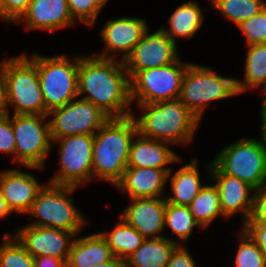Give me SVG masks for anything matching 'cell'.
<instances>
[{"label":"cell","mask_w":266,"mask_h":267,"mask_svg":"<svg viewBox=\"0 0 266 267\" xmlns=\"http://www.w3.org/2000/svg\"><path fill=\"white\" fill-rule=\"evenodd\" d=\"M114 54H99L94 57H80L78 69V95L88 93V100L109 118L130 116L126 108L131 103L130 80L124 75L123 61L117 63Z\"/></svg>","instance_id":"cell-1"},{"label":"cell","mask_w":266,"mask_h":267,"mask_svg":"<svg viewBox=\"0 0 266 267\" xmlns=\"http://www.w3.org/2000/svg\"><path fill=\"white\" fill-rule=\"evenodd\" d=\"M94 134L93 175L117 184L128 167L130 145L138 133L133 115L109 118Z\"/></svg>","instance_id":"cell-2"},{"label":"cell","mask_w":266,"mask_h":267,"mask_svg":"<svg viewBox=\"0 0 266 267\" xmlns=\"http://www.w3.org/2000/svg\"><path fill=\"white\" fill-rule=\"evenodd\" d=\"M145 111L135 120L138 133L144 137L170 143H188L199 119L179 100L138 104Z\"/></svg>","instance_id":"cell-3"},{"label":"cell","mask_w":266,"mask_h":267,"mask_svg":"<svg viewBox=\"0 0 266 267\" xmlns=\"http://www.w3.org/2000/svg\"><path fill=\"white\" fill-rule=\"evenodd\" d=\"M30 60L37 66L46 115L78 96L79 57L75 58L74 64L66 56L34 55Z\"/></svg>","instance_id":"cell-4"},{"label":"cell","mask_w":266,"mask_h":267,"mask_svg":"<svg viewBox=\"0 0 266 267\" xmlns=\"http://www.w3.org/2000/svg\"><path fill=\"white\" fill-rule=\"evenodd\" d=\"M7 107L14 114L46 115L37 66L25 55L6 61Z\"/></svg>","instance_id":"cell-5"},{"label":"cell","mask_w":266,"mask_h":267,"mask_svg":"<svg viewBox=\"0 0 266 267\" xmlns=\"http://www.w3.org/2000/svg\"><path fill=\"white\" fill-rule=\"evenodd\" d=\"M236 142L223 149L213 163L224 173L249 184L255 190L266 184V141Z\"/></svg>","instance_id":"cell-6"},{"label":"cell","mask_w":266,"mask_h":267,"mask_svg":"<svg viewBox=\"0 0 266 267\" xmlns=\"http://www.w3.org/2000/svg\"><path fill=\"white\" fill-rule=\"evenodd\" d=\"M236 94L235 79L218 76L210 68L189 64L182 80L179 100L200 120L209 101Z\"/></svg>","instance_id":"cell-7"},{"label":"cell","mask_w":266,"mask_h":267,"mask_svg":"<svg viewBox=\"0 0 266 267\" xmlns=\"http://www.w3.org/2000/svg\"><path fill=\"white\" fill-rule=\"evenodd\" d=\"M43 187L37 194L35 201L32 203L30 213L40 216L42 220H36L32 226H44L57 228L69 232H79L84 225L83 217L73 206L71 198H67L76 187L49 184Z\"/></svg>","instance_id":"cell-8"},{"label":"cell","mask_w":266,"mask_h":267,"mask_svg":"<svg viewBox=\"0 0 266 267\" xmlns=\"http://www.w3.org/2000/svg\"><path fill=\"white\" fill-rule=\"evenodd\" d=\"M189 64L182 65L179 59L171 64L139 71L130 81L131 102L138 104L179 99L181 84ZM184 68V69H183Z\"/></svg>","instance_id":"cell-9"},{"label":"cell","mask_w":266,"mask_h":267,"mask_svg":"<svg viewBox=\"0 0 266 267\" xmlns=\"http://www.w3.org/2000/svg\"><path fill=\"white\" fill-rule=\"evenodd\" d=\"M48 115L14 114L12 130L16 142L17 160L30 168L43 166L44 158L51 148L49 123L40 121Z\"/></svg>","instance_id":"cell-10"},{"label":"cell","mask_w":266,"mask_h":267,"mask_svg":"<svg viewBox=\"0 0 266 267\" xmlns=\"http://www.w3.org/2000/svg\"><path fill=\"white\" fill-rule=\"evenodd\" d=\"M55 118L49 122L51 140L74 135H94L109 117L85 99L72 100L48 113Z\"/></svg>","instance_id":"cell-11"},{"label":"cell","mask_w":266,"mask_h":267,"mask_svg":"<svg viewBox=\"0 0 266 267\" xmlns=\"http://www.w3.org/2000/svg\"><path fill=\"white\" fill-rule=\"evenodd\" d=\"M60 140L59 175L52 178V184L77 187L91 179L93 174L94 135H74Z\"/></svg>","instance_id":"cell-12"},{"label":"cell","mask_w":266,"mask_h":267,"mask_svg":"<svg viewBox=\"0 0 266 267\" xmlns=\"http://www.w3.org/2000/svg\"><path fill=\"white\" fill-rule=\"evenodd\" d=\"M178 60L176 43L161 29L144 33L129 56L123 61L129 79L139 71L162 67Z\"/></svg>","instance_id":"cell-13"},{"label":"cell","mask_w":266,"mask_h":267,"mask_svg":"<svg viewBox=\"0 0 266 267\" xmlns=\"http://www.w3.org/2000/svg\"><path fill=\"white\" fill-rule=\"evenodd\" d=\"M76 233L57 228L29 225L17 232L16 239L32 257L52 256L67 263L73 244L70 238Z\"/></svg>","instance_id":"cell-14"},{"label":"cell","mask_w":266,"mask_h":267,"mask_svg":"<svg viewBox=\"0 0 266 267\" xmlns=\"http://www.w3.org/2000/svg\"><path fill=\"white\" fill-rule=\"evenodd\" d=\"M133 204L126 208L121 214L122 220L133 226L146 239L163 238V236L155 235L161 232L165 226V200L157 197L151 198H133Z\"/></svg>","instance_id":"cell-15"},{"label":"cell","mask_w":266,"mask_h":267,"mask_svg":"<svg viewBox=\"0 0 266 267\" xmlns=\"http://www.w3.org/2000/svg\"><path fill=\"white\" fill-rule=\"evenodd\" d=\"M210 169L217 180L215 185L220 194L222 215L229 217L241 209L244 211L246 223L252 211L254 198L249 197V192L255 189L236 177L224 174L214 163L210 165Z\"/></svg>","instance_id":"cell-16"},{"label":"cell","mask_w":266,"mask_h":267,"mask_svg":"<svg viewBox=\"0 0 266 267\" xmlns=\"http://www.w3.org/2000/svg\"><path fill=\"white\" fill-rule=\"evenodd\" d=\"M0 188L11 212L27 213L43 187L31 174L15 169L1 174Z\"/></svg>","instance_id":"cell-17"},{"label":"cell","mask_w":266,"mask_h":267,"mask_svg":"<svg viewBox=\"0 0 266 267\" xmlns=\"http://www.w3.org/2000/svg\"><path fill=\"white\" fill-rule=\"evenodd\" d=\"M27 27L34 29L64 28L73 24L68 0H32L22 15Z\"/></svg>","instance_id":"cell-18"},{"label":"cell","mask_w":266,"mask_h":267,"mask_svg":"<svg viewBox=\"0 0 266 267\" xmlns=\"http://www.w3.org/2000/svg\"><path fill=\"white\" fill-rule=\"evenodd\" d=\"M169 175L163 169L127 167L115 186L127 190L131 199L158 197Z\"/></svg>","instance_id":"cell-19"},{"label":"cell","mask_w":266,"mask_h":267,"mask_svg":"<svg viewBox=\"0 0 266 267\" xmlns=\"http://www.w3.org/2000/svg\"><path fill=\"white\" fill-rule=\"evenodd\" d=\"M148 31L146 23L139 18H120L109 21L102 30L106 50L124 51L123 61Z\"/></svg>","instance_id":"cell-20"},{"label":"cell","mask_w":266,"mask_h":267,"mask_svg":"<svg viewBox=\"0 0 266 267\" xmlns=\"http://www.w3.org/2000/svg\"><path fill=\"white\" fill-rule=\"evenodd\" d=\"M137 136H141L140 139L136 142L132 141L130 145L128 167L163 169L170 174V170L164 166L179 159L164 145L165 141L147 138L139 133Z\"/></svg>","instance_id":"cell-21"},{"label":"cell","mask_w":266,"mask_h":267,"mask_svg":"<svg viewBox=\"0 0 266 267\" xmlns=\"http://www.w3.org/2000/svg\"><path fill=\"white\" fill-rule=\"evenodd\" d=\"M114 258L111 248L100 233L73 241L67 267H93Z\"/></svg>","instance_id":"cell-22"},{"label":"cell","mask_w":266,"mask_h":267,"mask_svg":"<svg viewBox=\"0 0 266 267\" xmlns=\"http://www.w3.org/2000/svg\"><path fill=\"white\" fill-rule=\"evenodd\" d=\"M177 246V243L169 238L145 239L125 260V267H166Z\"/></svg>","instance_id":"cell-23"},{"label":"cell","mask_w":266,"mask_h":267,"mask_svg":"<svg viewBox=\"0 0 266 267\" xmlns=\"http://www.w3.org/2000/svg\"><path fill=\"white\" fill-rule=\"evenodd\" d=\"M170 179L174 195L166 201L178 206H189L204 187L200 184L196 160L180 168Z\"/></svg>","instance_id":"cell-24"},{"label":"cell","mask_w":266,"mask_h":267,"mask_svg":"<svg viewBox=\"0 0 266 267\" xmlns=\"http://www.w3.org/2000/svg\"><path fill=\"white\" fill-rule=\"evenodd\" d=\"M204 17L197 3L189 1L179 6L169 19L170 31L162 29L174 43L175 37H191L201 26Z\"/></svg>","instance_id":"cell-25"},{"label":"cell","mask_w":266,"mask_h":267,"mask_svg":"<svg viewBox=\"0 0 266 267\" xmlns=\"http://www.w3.org/2000/svg\"><path fill=\"white\" fill-rule=\"evenodd\" d=\"M111 248L114 257L126 260L145 241L133 226L125 220L118 223L111 233H100Z\"/></svg>","instance_id":"cell-26"},{"label":"cell","mask_w":266,"mask_h":267,"mask_svg":"<svg viewBox=\"0 0 266 267\" xmlns=\"http://www.w3.org/2000/svg\"><path fill=\"white\" fill-rule=\"evenodd\" d=\"M245 68V81L235 79L237 93L258 85H264L266 91V44L249 45Z\"/></svg>","instance_id":"cell-27"},{"label":"cell","mask_w":266,"mask_h":267,"mask_svg":"<svg viewBox=\"0 0 266 267\" xmlns=\"http://www.w3.org/2000/svg\"><path fill=\"white\" fill-rule=\"evenodd\" d=\"M189 208L195 221L200 226L206 227L215 217L222 214L217 186H204Z\"/></svg>","instance_id":"cell-28"},{"label":"cell","mask_w":266,"mask_h":267,"mask_svg":"<svg viewBox=\"0 0 266 267\" xmlns=\"http://www.w3.org/2000/svg\"><path fill=\"white\" fill-rule=\"evenodd\" d=\"M214 7L239 25L266 8L263 0H212Z\"/></svg>","instance_id":"cell-29"},{"label":"cell","mask_w":266,"mask_h":267,"mask_svg":"<svg viewBox=\"0 0 266 267\" xmlns=\"http://www.w3.org/2000/svg\"><path fill=\"white\" fill-rule=\"evenodd\" d=\"M165 224L184 242L190 235L193 227L199 225L192 215L189 206H178L166 203Z\"/></svg>","instance_id":"cell-30"},{"label":"cell","mask_w":266,"mask_h":267,"mask_svg":"<svg viewBox=\"0 0 266 267\" xmlns=\"http://www.w3.org/2000/svg\"><path fill=\"white\" fill-rule=\"evenodd\" d=\"M9 238L11 236L8 234L4 236V245L0 247V267H34V257L26 251L16 237L14 242L8 241Z\"/></svg>","instance_id":"cell-31"},{"label":"cell","mask_w":266,"mask_h":267,"mask_svg":"<svg viewBox=\"0 0 266 267\" xmlns=\"http://www.w3.org/2000/svg\"><path fill=\"white\" fill-rule=\"evenodd\" d=\"M241 239L235 260L236 267H266V257L245 229Z\"/></svg>","instance_id":"cell-32"},{"label":"cell","mask_w":266,"mask_h":267,"mask_svg":"<svg viewBox=\"0 0 266 267\" xmlns=\"http://www.w3.org/2000/svg\"><path fill=\"white\" fill-rule=\"evenodd\" d=\"M247 38V44H266V8L238 25Z\"/></svg>","instance_id":"cell-33"},{"label":"cell","mask_w":266,"mask_h":267,"mask_svg":"<svg viewBox=\"0 0 266 267\" xmlns=\"http://www.w3.org/2000/svg\"><path fill=\"white\" fill-rule=\"evenodd\" d=\"M71 17L76 16L84 23L92 25L99 13V9L93 4L92 0H68Z\"/></svg>","instance_id":"cell-34"},{"label":"cell","mask_w":266,"mask_h":267,"mask_svg":"<svg viewBox=\"0 0 266 267\" xmlns=\"http://www.w3.org/2000/svg\"><path fill=\"white\" fill-rule=\"evenodd\" d=\"M9 112L0 114V151L16 153L15 136L12 130V119Z\"/></svg>","instance_id":"cell-35"},{"label":"cell","mask_w":266,"mask_h":267,"mask_svg":"<svg viewBox=\"0 0 266 267\" xmlns=\"http://www.w3.org/2000/svg\"><path fill=\"white\" fill-rule=\"evenodd\" d=\"M31 1L32 0H0V16L9 22L19 21L22 15L27 11Z\"/></svg>","instance_id":"cell-36"},{"label":"cell","mask_w":266,"mask_h":267,"mask_svg":"<svg viewBox=\"0 0 266 267\" xmlns=\"http://www.w3.org/2000/svg\"><path fill=\"white\" fill-rule=\"evenodd\" d=\"M255 192L252 211L247 222H266V184Z\"/></svg>","instance_id":"cell-37"},{"label":"cell","mask_w":266,"mask_h":267,"mask_svg":"<svg viewBox=\"0 0 266 267\" xmlns=\"http://www.w3.org/2000/svg\"><path fill=\"white\" fill-rule=\"evenodd\" d=\"M266 257V222H246L244 228Z\"/></svg>","instance_id":"cell-38"},{"label":"cell","mask_w":266,"mask_h":267,"mask_svg":"<svg viewBox=\"0 0 266 267\" xmlns=\"http://www.w3.org/2000/svg\"><path fill=\"white\" fill-rule=\"evenodd\" d=\"M166 267H195V262L190 254L187 253L183 247L178 245L171 253Z\"/></svg>","instance_id":"cell-39"},{"label":"cell","mask_w":266,"mask_h":267,"mask_svg":"<svg viewBox=\"0 0 266 267\" xmlns=\"http://www.w3.org/2000/svg\"><path fill=\"white\" fill-rule=\"evenodd\" d=\"M7 79H6V62L0 65V114L7 111Z\"/></svg>","instance_id":"cell-40"},{"label":"cell","mask_w":266,"mask_h":267,"mask_svg":"<svg viewBox=\"0 0 266 267\" xmlns=\"http://www.w3.org/2000/svg\"><path fill=\"white\" fill-rule=\"evenodd\" d=\"M34 267H67V263L52 256L34 257Z\"/></svg>","instance_id":"cell-41"},{"label":"cell","mask_w":266,"mask_h":267,"mask_svg":"<svg viewBox=\"0 0 266 267\" xmlns=\"http://www.w3.org/2000/svg\"><path fill=\"white\" fill-rule=\"evenodd\" d=\"M93 267H125V261L120 258L114 257L108 262L100 263Z\"/></svg>","instance_id":"cell-42"},{"label":"cell","mask_w":266,"mask_h":267,"mask_svg":"<svg viewBox=\"0 0 266 267\" xmlns=\"http://www.w3.org/2000/svg\"><path fill=\"white\" fill-rule=\"evenodd\" d=\"M11 210L8 208L2 189L0 188V218L5 217L7 214H9Z\"/></svg>","instance_id":"cell-43"},{"label":"cell","mask_w":266,"mask_h":267,"mask_svg":"<svg viewBox=\"0 0 266 267\" xmlns=\"http://www.w3.org/2000/svg\"><path fill=\"white\" fill-rule=\"evenodd\" d=\"M264 94H265V97H264V103H263V106H262V129H263V132H262V138L266 141V91H264Z\"/></svg>","instance_id":"cell-44"},{"label":"cell","mask_w":266,"mask_h":267,"mask_svg":"<svg viewBox=\"0 0 266 267\" xmlns=\"http://www.w3.org/2000/svg\"><path fill=\"white\" fill-rule=\"evenodd\" d=\"M107 0H92L93 4L100 10Z\"/></svg>","instance_id":"cell-45"}]
</instances>
